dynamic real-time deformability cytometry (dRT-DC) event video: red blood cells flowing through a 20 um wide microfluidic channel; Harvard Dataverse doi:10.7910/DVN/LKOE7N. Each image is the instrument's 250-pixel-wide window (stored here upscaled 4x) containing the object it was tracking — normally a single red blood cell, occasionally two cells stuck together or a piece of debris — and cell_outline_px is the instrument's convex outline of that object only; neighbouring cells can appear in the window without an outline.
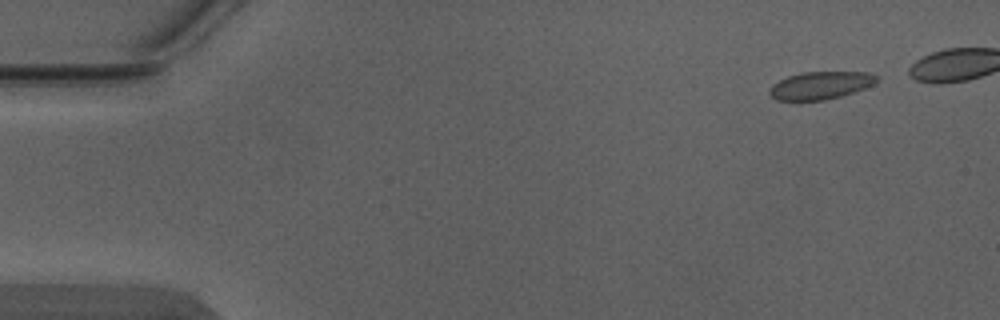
{"species": "Egyptian fruit bat (a non-hibernating species)", "species_latin": "Rousettus aegyptiacus", "temperature_condition": "warm", "stored_images_in_passage": 5, "camera_frame_rate_fps": 3000, "um_per_image_px": 0.085, "animal": {"sex": "male"}, "frame": {"image": 1, "passage_image": 1, "time_ms": 0.0, "image_size_px": [1000, 320], "cell_outline_px": [[880, 80], [864, 88], [840, 96], [824, 100], [776, 100], [768, 92], [772, 84], [788, 76], [800, 72], [872, 72], [880, 76]], "centroid_in_image_um": [69.77, 7.24], "position_along_channel_um": 15.2, "area_um2": 17.28}}
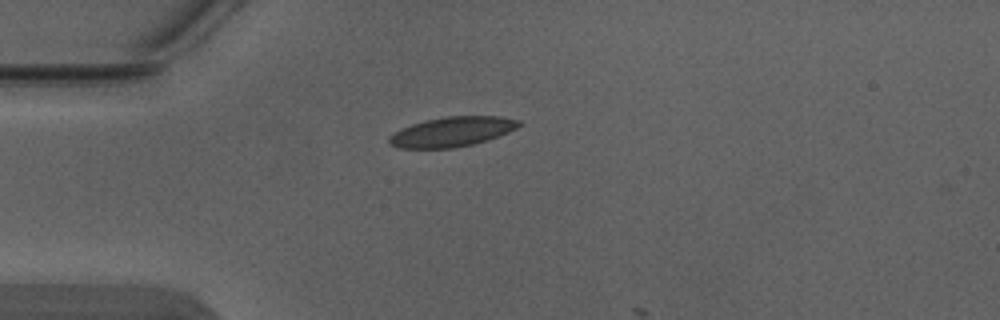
{"frame": {"image": 2, "passage_image": 5, "time_ms": 1.333, "image_size_px": [1000, 320], "cell_outline_px": [[524, 124], [508, 132], [472, 144], [452, 148], [396, 148], [388, 144], [388, 136], [392, 132], [412, 124], [424, 120], [448, 116], [500, 116], [520, 120]], "centroid_in_image_um": [38.37, 11.19], "position_along_channel_um": 46.6, "area_um2": 22.54}}